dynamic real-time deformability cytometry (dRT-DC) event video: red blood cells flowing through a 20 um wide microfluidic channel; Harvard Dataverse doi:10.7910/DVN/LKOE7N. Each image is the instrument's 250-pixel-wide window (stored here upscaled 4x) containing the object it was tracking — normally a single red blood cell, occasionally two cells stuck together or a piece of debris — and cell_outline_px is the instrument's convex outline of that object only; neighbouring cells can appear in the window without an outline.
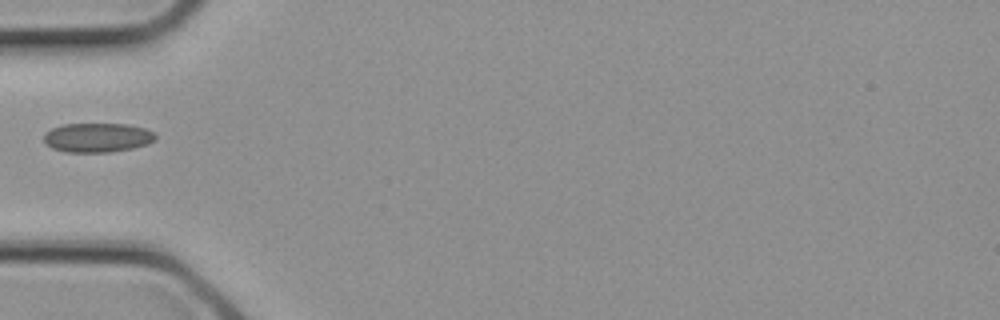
{"species": "common noctule bat (a hibernating species)", "species_latin": "Nyctalus noctula", "temperature_condition": "cold", "stored_images_in_passage": 2, "camera_frame_rate_fps": 3000, "um_per_image_px": 0.085, "animal": {"sex": "female", "body_mass_g": 21.9}, "frame": {"image": 1, "passage_image": 2, "time_ms": 0.333, "image_size_px": [1000, 320], "cell_outline_px": [[156, 140], [148, 144], [132, 148], [112, 152], [64, 152], [52, 148], [44, 144], [44, 132], [52, 128], [64, 124], [124, 124], [144, 128], [152, 132], [156, 136]], "centroid_in_image_um": [8.24, 11.7], "position_along_channel_um": 76.8, "area_um2": 19.13}}